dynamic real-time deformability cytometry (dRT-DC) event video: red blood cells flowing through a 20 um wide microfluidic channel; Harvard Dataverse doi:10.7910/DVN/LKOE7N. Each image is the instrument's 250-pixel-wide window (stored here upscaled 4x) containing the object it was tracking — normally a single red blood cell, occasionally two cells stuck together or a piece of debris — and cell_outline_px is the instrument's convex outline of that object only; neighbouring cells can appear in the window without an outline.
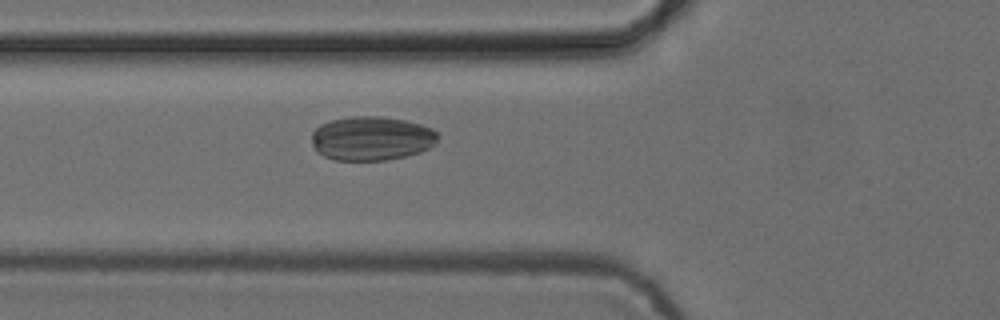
{"species": "common noctule bat (a hibernating species)", "species_latin": "Nyctalus noctula", "temperature_condition": "cold", "stored_images_in_passage": 35, "camera_frame_rate_fps": 3000, "um_per_image_px": 0.085, "animal": {"sex": "female", "body_mass_g": 24.6, "forearm_length_mm": 56.2}, "frame": {"image": 1, "passage_image": 6, "time_ms": 1.667, "image_size_px": [1000, 320], "cell_outline_px": [[440, 136], [436, 144], [420, 152], [388, 160], [336, 160], [324, 156], [316, 152], [312, 144], [312, 132], [320, 124], [332, 120], [348, 116], [380, 116], [404, 120], [420, 124], [432, 128]], "centroid_in_image_um": [31.58, 11.76], "position_along_channel_um": 94.2, "area_um2": 32.66}}
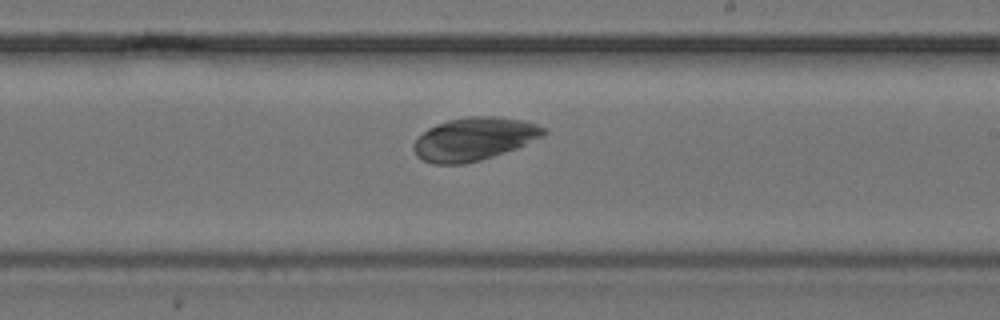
{"frame": {"image": 2, "passage_image": 18, "time_ms": 5.667, "image_size_px": [1000, 320], "cell_outline_px": [[548, 132], [544, 136], [516, 148], [480, 160], [464, 164], [432, 164], [416, 156], [412, 148], [412, 144], [428, 128], [436, 124], [448, 120], [468, 116], [500, 116], [524, 120], [536, 124], [544, 128]], "centroid_in_image_um": [40.29, 11.8], "position_along_channel_um": 248.7, "area_um2": 32.66}}
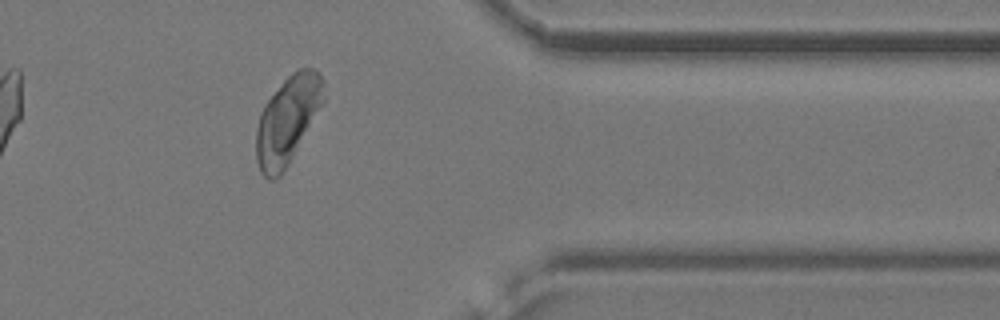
{"frame": {"image": 3, "passage_image": 30, "time_ms": 9.667, "image_size_px": [1000, 320], "cell_outline_px": [[324, 100], [288, 164], [280, 176], [276, 180], [268, 180], [260, 172], [256, 160], [256, 128], [260, 112], [264, 104], [284, 80], [296, 68], [316, 68], [320, 72], [324, 80]], "centroid_in_image_um": [24.42, 10.19], "position_along_channel_um": 387.0, "area_um2": 34.33}}